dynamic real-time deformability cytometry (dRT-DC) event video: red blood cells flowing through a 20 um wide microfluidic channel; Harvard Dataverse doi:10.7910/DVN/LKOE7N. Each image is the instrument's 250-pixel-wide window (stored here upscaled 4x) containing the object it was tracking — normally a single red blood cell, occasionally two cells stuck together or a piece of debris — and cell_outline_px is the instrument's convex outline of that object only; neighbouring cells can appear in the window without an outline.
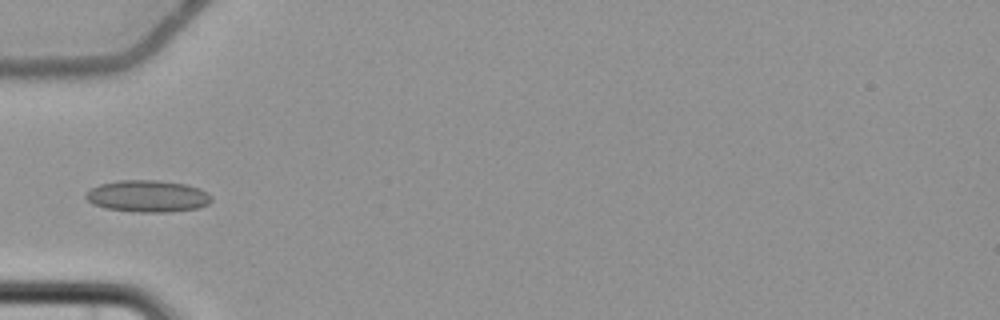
{"species": "common noctule bat (a hibernating species)", "species_latin": "Nyctalus noctula", "temperature_condition": "cold", "stored_images_in_passage": 5, "camera_frame_rate_fps": 3000, "um_per_image_px": 0.085, "animal": {"sex": "female", "body_mass_g": 22.7, "forearm_length_mm": 54.2}, "frame": {"image": 1, "passage_image": 5, "time_ms": 5.0, "image_size_px": [1000, 320], "cell_outline_px": [[212, 200], [208, 204], [200, 208], [168, 212], [136, 212], [104, 208], [92, 204], [84, 196], [92, 188], [100, 184], [120, 180], [156, 180], [188, 184], [200, 188], [208, 192], [212, 196]], "centroid_in_image_um": [12.59, 16.68], "position_along_channel_um": 72.4, "area_um2": 23.52}}